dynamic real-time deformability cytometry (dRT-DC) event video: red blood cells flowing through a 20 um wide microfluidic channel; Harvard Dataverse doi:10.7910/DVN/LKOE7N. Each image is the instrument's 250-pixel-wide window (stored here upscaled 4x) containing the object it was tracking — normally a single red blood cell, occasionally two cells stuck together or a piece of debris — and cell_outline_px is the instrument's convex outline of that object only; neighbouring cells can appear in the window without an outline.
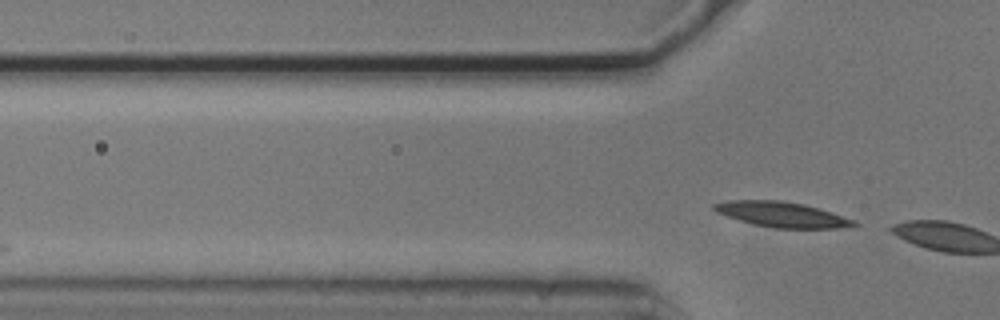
{"species": "common noctule bat (a hibernating species)", "species_latin": "Nyctalus noctula", "temperature_condition": "cold", "stored_images_in_passage": 3, "camera_frame_rate_fps": 3000, "um_per_image_px": 0.085, "animal": {"sex": "male", "body_mass_g": 20.5, "forearm_length_mm": 52.5}, "frame": {"image": 1, "passage_image": 3, "time_ms": 0.667, "image_size_px": [1000, 320], "cell_outline_px": [[860, 224], [840, 228], [772, 228], [740, 220], [716, 212], [712, 208], [712, 204], [728, 200], [780, 200], [804, 204], [856, 220]], "centroid_in_image_um": [66.46, 18.22], "position_along_channel_um": 59.3, "area_um2": 20.4}}